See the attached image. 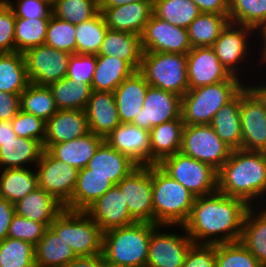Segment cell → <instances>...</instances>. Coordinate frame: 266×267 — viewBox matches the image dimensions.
I'll use <instances>...</instances> for the list:
<instances>
[{
	"mask_svg": "<svg viewBox=\"0 0 266 267\" xmlns=\"http://www.w3.org/2000/svg\"><path fill=\"white\" fill-rule=\"evenodd\" d=\"M181 118V96L149 86L143 108L132 124L150 131L154 126Z\"/></svg>",
	"mask_w": 266,
	"mask_h": 267,
	"instance_id": "17",
	"label": "cell"
},
{
	"mask_svg": "<svg viewBox=\"0 0 266 267\" xmlns=\"http://www.w3.org/2000/svg\"><path fill=\"white\" fill-rule=\"evenodd\" d=\"M138 166L127 156L121 154L105 141L99 146L86 168L91 173L105 176L117 185Z\"/></svg>",
	"mask_w": 266,
	"mask_h": 267,
	"instance_id": "28",
	"label": "cell"
},
{
	"mask_svg": "<svg viewBox=\"0 0 266 267\" xmlns=\"http://www.w3.org/2000/svg\"><path fill=\"white\" fill-rule=\"evenodd\" d=\"M48 227L44 223L14 215L9 225L7 237L30 242L34 246L44 236Z\"/></svg>",
	"mask_w": 266,
	"mask_h": 267,
	"instance_id": "49",
	"label": "cell"
},
{
	"mask_svg": "<svg viewBox=\"0 0 266 267\" xmlns=\"http://www.w3.org/2000/svg\"><path fill=\"white\" fill-rule=\"evenodd\" d=\"M78 257L101 255L104 231L85 212L64 209L50 224Z\"/></svg>",
	"mask_w": 266,
	"mask_h": 267,
	"instance_id": "7",
	"label": "cell"
},
{
	"mask_svg": "<svg viewBox=\"0 0 266 267\" xmlns=\"http://www.w3.org/2000/svg\"><path fill=\"white\" fill-rule=\"evenodd\" d=\"M30 83L45 85L67 76L70 53L39 45L23 53Z\"/></svg>",
	"mask_w": 266,
	"mask_h": 267,
	"instance_id": "14",
	"label": "cell"
},
{
	"mask_svg": "<svg viewBox=\"0 0 266 267\" xmlns=\"http://www.w3.org/2000/svg\"><path fill=\"white\" fill-rule=\"evenodd\" d=\"M248 207L243 200L219 191L195 197L190 216L183 227L195 244L238 242Z\"/></svg>",
	"mask_w": 266,
	"mask_h": 267,
	"instance_id": "1",
	"label": "cell"
},
{
	"mask_svg": "<svg viewBox=\"0 0 266 267\" xmlns=\"http://www.w3.org/2000/svg\"><path fill=\"white\" fill-rule=\"evenodd\" d=\"M156 226L149 222H136L105 231L102 256L106 266L146 267L150 236Z\"/></svg>",
	"mask_w": 266,
	"mask_h": 267,
	"instance_id": "3",
	"label": "cell"
},
{
	"mask_svg": "<svg viewBox=\"0 0 266 267\" xmlns=\"http://www.w3.org/2000/svg\"><path fill=\"white\" fill-rule=\"evenodd\" d=\"M44 151L43 144L35 139L15 138L1 143L0 170L35 168Z\"/></svg>",
	"mask_w": 266,
	"mask_h": 267,
	"instance_id": "27",
	"label": "cell"
},
{
	"mask_svg": "<svg viewBox=\"0 0 266 267\" xmlns=\"http://www.w3.org/2000/svg\"><path fill=\"white\" fill-rule=\"evenodd\" d=\"M186 57L189 89L219 83L231 76L212 47L192 48Z\"/></svg>",
	"mask_w": 266,
	"mask_h": 267,
	"instance_id": "19",
	"label": "cell"
},
{
	"mask_svg": "<svg viewBox=\"0 0 266 267\" xmlns=\"http://www.w3.org/2000/svg\"><path fill=\"white\" fill-rule=\"evenodd\" d=\"M202 13L229 14V0H192Z\"/></svg>",
	"mask_w": 266,
	"mask_h": 267,
	"instance_id": "57",
	"label": "cell"
},
{
	"mask_svg": "<svg viewBox=\"0 0 266 267\" xmlns=\"http://www.w3.org/2000/svg\"><path fill=\"white\" fill-rule=\"evenodd\" d=\"M150 86L183 96L189 89L186 54L143 52L138 70Z\"/></svg>",
	"mask_w": 266,
	"mask_h": 267,
	"instance_id": "8",
	"label": "cell"
},
{
	"mask_svg": "<svg viewBox=\"0 0 266 267\" xmlns=\"http://www.w3.org/2000/svg\"><path fill=\"white\" fill-rule=\"evenodd\" d=\"M217 191L248 206L266 203V152L232 150L218 170Z\"/></svg>",
	"mask_w": 266,
	"mask_h": 267,
	"instance_id": "2",
	"label": "cell"
},
{
	"mask_svg": "<svg viewBox=\"0 0 266 267\" xmlns=\"http://www.w3.org/2000/svg\"><path fill=\"white\" fill-rule=\"evenodd\" d=\"M38 187L65 205L74 192L79 170L54 158L44 149L35 166Z\"/></svg>",
	"mask_w": 266,
	"mask_h": 267,
	"instance_id": "13",
	"label": "cell"
},
{
	"mask_svg": "<svg viewBox=\"0 0 266 267\" xmlns=\"http://www.w3.org/2000/svg\"><path fill=\"white\" fill-rule=\"evenodd\" d=\"M85 212L104 232L136 223L131 217L124 195L117 185L111 187L102 197L90 205Z\"/></svg>",
	"mask_w": 266,
	"mask_h": 267,
	"instance_id": "20",
	"label": "cell"
},
{
	"mask_svg": "<svg viewBox=\"0 0 266 267\" xmlns=\"http://www.w3.org/2000/svg\"><path fill=\"white\" fill-rule=\"evenodd\" d=\"M143 52L141 36L134 33L108 29L96 56H116L128 62L138 71L141 65Z\"/></svg>",
	"mask_w": 266,
	"mask_h": 267,
	"instance_id": "31",
	"label": "cell"
},
{
	"mask_svg": "<svg viewBox=\"0 0 266 267\" xmlns=\"http://www.w3.org/2000/svg\"><path fill=\"white\" fill-rule=\"evenodd\" d=\"M89 132L85 110H58L46 122L43 148L77 139Z\"/></svg>",
	"mask_w": 266,
	"mask_h": 267,
	"instance_id": "22",
	"label": "cell"
},
{
	"mask_svg": "<svg viewBox=\"0 0 266 267\" xmlns=\"http://www.w3.org/2000/svg\"><path fill=\"white\" fill-rule=\"evenodd\" d=\"M76 54H98L108 27L99 11L88 21L75 25Z\"/></svg>",
	"mask_w": 266,
	"mask_h": 267,
	"instance_id": "42",
	"label": "cell"
},
{
	"mask_svg": "<svg viewBox=\"0 0 266 267\" xmlns=\"http://www.w3.org/2000/svg\"><path fill=\"white\" fill-rule=\"evenodd\" d=\"M180 152L218 171L229 159L232 149L209 124H198L184 126Z\"/></svg>",
	"mask_w": 266,
	"mask_h": 267,
	"instance_id": "11",
	"label": "cell"
},
{
	"mask_svg": "<svg viewBox=\"0 0 266 267\" xmlns=\"http://www.w3.org/2000/svg\"><path fill=\"white\" fill-rule=\"evenodd\" d=\"M109 30L141 36L153 14V1L128 3L111 8H99Z\"/></svg>",
	"mask_w": 266,
	"mask_h": 267,
	"instance_id": "21",
	"label": "cell"
},
{
	"mask_svg": "<svg viewBox=\"0 0 266 267\" xmlns=\"http://www.w3.org/2000/svg\"><path fill=\"white\" fill-rule=\"evenodd\" d=\"M0 267H36L35 246L10 237L0 241Z\"/></svg>",
	"mask_w": 266,
	"mask_h": 267,
	"instance_id": "45",
	"label": "cell"
},
{
	"mask_svg": "<svg viewBox=\"0 0 266 267\" xmlns=\"http://www.w3.org/2000/svg\"><path fill=\"white\" fill-rule=\"evenodd\" d=\"M104 138L92 132L67 142L49 145L47 150L54 158L81 170L93 157Z\"/></svg>",
	"mask_w": 266,
	"mask_h": 267,
	"instance_id": "26",
	"label": "cell"
},
{
	"mask_svg": "<svg viewBox=\"0 0 266 267\" xmlns=\"http://www.w3.org/2000/svg\"><path fill=\"white\" fill-rule=\"evenodd\" d=\"M5 54L3 50L0 49V58Z\"/></svg>",
	"mask_w": 266,
	"mask_h": 267,
	"instance_id": "64",
	"label": "cell"
},
{
	"mask_svg": "<svg viewBox=\"0 0 266 267\" xmlns=\"http://www.w3.org/2000/svg\"><path fill=\"white\" fill-rule=\"evenodd\" d=\"M48 3L51 7L56 3L57 0H43Z\"/></svg>",
	"mask_w": 266,
	"mask_h": 267,
	"instance_id": "63",
	"label": "cell"
},
{
	"mask_svg": "<svg viewBox=\"0 0 266 267\" xmlns=\"http://www.w3.org/2000/svg\"><path fill=\"white\" fill-rule=\"evenodd\" d=\"M29 84L23 53H5L0 58V91L21 94Z\"/></svg>",
	"mask_w": 266,
	"mask_h": 267,
	"instance_id": "39",
	"label": "cell"
},
{
	"mask_svg": "<svg viewBox=\"0 0 266 267\" xmlns=\"http://www.w3.org/2000/svg\"><path fill=\"white\" fill-rule=\"evenodd\" d=\"M11 123L17 136L21 138L35 139L43 144L46 122L42 119L20 110L11 120Z\"/></svg>",
	"mask_w": 266,
	"mask_h": 267,
	"instance_id": "50",
	"label": "cell"
},
{
	"mask_svg": "<svg viewBox=\"0 0 266 267\" xmlns=\"http://www.w3.org/2000/svg\"><path fill=\"white\" fill-rule=\"evenodd\" d=\"M38 187L35 168L0 170V197L13 205Z\"/></svg>",
	"mask_w": 266,
	"mask_h": 267,
	"instance_id": "36",
	"label": "cell"
},
{
	"mask_svg": "<svg viewBox=\"0 0 266 267\" xmlns=\"http://www.w3.org/2000/svg\"><path fill=\"white\" fill-rule=\"evenodd\" d=\"M75 25L50 16L45 45L70 54H76Z\"/></svg>",
	"mask_w": 266,
	"mask_h": 267,
	"instance_id": "48",
	"label": "cell"
},
{
	"mask_svg": "<svg viewBox=\"0 0 266 267\" xmlns=\"http://www.w3.org/2000/svg\"><path fill=\"white\" fill-rule=\"evenodd\" d=\"M78 256L73 249L48 227L44 236L35 245L36 267H65Z\"/></svg>",
	"mask_w": 266,
	"mask_h": 267,
	"instance_id": "33",
	"label": "cell"
},
{
	"mask_svg": "<svg viewBox=\"0 0 266 267\" xmlns=\"http://www.w3.org/2000/svg\"><path fill=\"white\" fill-rule=\"evenodd\" d=\"M158 165L195 197L217 191L218 171L182 152L164 158Z\"/></svg>",
	"mask_w": 266,
	"mask_h": 267,
	"instance_id": "9",
	"label": "cell"
},
{
	"mask_svg": "<svg viewBox=\"0 0 266 267\" xmlns=\"http://www.w3.org/2000/svg\"><path fill=\"white\" fill-rule=\"evenodd\" d=\"M15 214L29 220L44 223L47 227L65 209L53 195L37 187L14 204Z\"/></svg>",
	"mask_w": 266,
	"mask_h": 267,
	"instance_id": "25",
	"label": "cell"
},
{
	"mask_svg": "<svg viewBox=\"0 0 266 267\" xmlns=\"http://www.w3.org/2000/svg\"><path fill=\"white\" fill-rule=\"evenodd\" d=\"M48 86L58 110H85L93 91L91 84L76 83L67 77Z\"/></svg>",
	"mask_w": 266,
	"mask_h": 267,
	"instance_id": "37",
	"label": "cell"
},
{
	"mask_svg": "<svg viewBox=\"0 0 266 267\" xmlns=\"http://www.w3.org/2000/svg\"><path fill=\"white\" fill-rule=\"evenodd\" d=\"M259 72L256 73L249 81L246 83V86L256 95V97L261 101V103L266 107V76H264L265 73ZM256 75H258L256 77ZM263 76V77H262ZM255 77L257 79H255ZM259 77V78H258ZM261 77V79H260ZM254 78V80H252ZM263 78V80H262ZM260 79V80H259ZM259 82H258V81ZM262 80V81H261ZM265 81V82H264ZM258 82V83H257ZM251 83V84H250ZM257 85H256V84Z\"/></svg>",
	"mask_w": 266,
	"mask_h": 267,
	"instance_id": "59",
	"label": "cell"
},
{
	"mask_svg": "<svg viewBox=\"0 0 266 267\" xmlns=\"http://www.w3.org/2000/svg\"><path fill=\"white\" fill-rule=\"evenodd\" d=\"M256 41V31L253 28L229 23L214 42L212 48L226 70L247 83L257 73Z\"/></svg>",
	"mask_w": 266,
	"mask_h": 267,
	"instance_id": "6",
	"label": "cell"
},
{
	"mask_svg": "<svg viewBox=\"0 0 266 267\" xmlns=\"http://www.w3.org/2000/svg\"><path fill=\"white\" fill-rule=\"evenodd\" d=\"M99 12V0H57L52 15L71 24H80Z\"/></svg>",
	"mask_w": 266,
	"mask_h": 267,
	"instance_id": "46",
	"label": "cell"
},
{
	"mask_svg": "<svg viewBox=\"0 0 266 267\" xmlns=\"http://www.w3.org/2000/svg\"><path fill=\"white\" fill-rule=\"evenodd\" d=\"M256 37H257V41H256V50H257V66L259 67L257 70V72L260 73V71H262L263 73L265 72V66H266V25L263 27H260L257 31H256ZM260 40V41H259ZM259 45V46H258ZM259 49V50H258ZM261 66V67H260ZM263 66V68H262Z\"/></svg>",
	"mask_w": 266,
	"mask_h": 267,
	"instance_id": "58",
	"label": "cell"
},
{
	"mask_svg": "<svg viewBox=\"0 0 266 267\" xmlns=\"http://www.w3.org/2000/svg\"><path fill=\"white\" fill-rule=\"evenodd\" d=\"M65 267H107L102 254L92 257H77Z\"/></svg>",
	"mask_w": 266,
	"mask_h": 267,
	"instance_id": "60",
	"label": "cell"
},
{
	"mask_svg": "<svg viewBox=\"0 0 266 267\" xmlns=\"http://www.w3.org/2000/svg\"><path fill=\"white\" fill-rule=\"evenodd\" d=\"M242 149L266 152V107L245 86L241 91Z\"/></svg>",
	"mask_w": 266,
	"mask_h": 267,
	"instance_id": "16",
	"label": "cell"
},
{
	"mask_svg": "<svg viewBox=\"0 0 266 267\" xmlns=\"http://www.w3.org/2000/svg\"><path fill=\"white\" fill-rule=\"evenodd\" d=\"M246 82L231 75L227 80L188 89L181 97V118L185 125L210 124L214 115L232 101Z\"/></svg>",
	"mask_w": 266,
	"mask_h": 267,
	"instance_id": "4",
	"label": "cell"
},
{
	"mask_svg": "<svg viewBox=\"0 0 266 267\" xmlns=\"http://www.w3.org/2000/svg\"><path fill=\"white\" fill-rule=\"evenodd\" d=\"M117 186L124 195L131 217L136 222L154 224L152 166H138Z\"/></svg>",
	"mask_w": 266,
	"mask_h": 267,
	"instance_id": "12",
	"label": "cell"
},
{
	"mask_svg": "<svg viewBox=\"0 0 266 267\" xmlns=\"http://www.w3.org/2000/svg\"><path fill=\"white\" fill-rule=\"evenodd\" d=\"M104 141L137 166H151L150 131L132 123H121Z\"/></svg>",
	"mask_w": 266,
	"mask_h": 267,
	"instance_id": "18",
	"label": "cell"
},
{
	"mask_svg": "<svg viewBox=\"0 0 266 267\" xmlns=\"http://www.w3.org/2000/svg\"><path fill=\"white\" fill-rule=\"evenodd\" d=\"M216 245L193 244L182 267H215Z\"/></svg>",
	"mask_w": 266,
	"mask_h": 267,
	"instance_id": "54",
	"label": "cell"
},
{
	"mask_svg": "<svg viewBox=\"0 0 266 267\" xmlns=\"http://www.w3.org/2000/svg\"><path fill=\"white\" fill-rule=\"evenodd\" d=\"M239 241L266 267V205L248 207Z\"/></svg>",
	"mask_w": 266,
	"mask_h": 267,
	"instance_id": "30",
	"label": "cell"
},
{
	"mask_svg": "<svg viewBox=\"0 0 266 267\" xmlns=\"http://www.w3.org/2000/svg\"><path fill=\"white\" fill-rule=\"evenodd\" d=\"M229 23L228 15L201 13L187 28L192 48L212 47Z\"/></svg>",
	"mask_w": 266,
	"mask_h": 267,
	"instance_id": "38",
	"label": "cell"
},
{
	"mask_svg": "<svg viewBox=\"0 0 266 267\" xmlns=\"http://www.w3.org/2000/svg\"><path fill=\"white\" fill-rule=\"evenodd\" d=\"M20 110L47 122L58 108L49 86L30 83L20 94Z\"/></svg>",
	"mask_w": 266,
	"mask_h": 267,
	"instance_id": "41",
	"label": "cell"
},
{
	"mask_svg": "<svg viewBox=\"0 0 266 267\" xmlns=\"http://www.w3.org/2000/svg\"><path fill=\"white\" fill-rule=\"evenodd\" d=\"M85 114L89 131L104 139L121 124L114 92L92 91Z\"/></svg>",
	"mask_w": 266,
	"mask_h": 267,
	"instance_id": "23",
	"label": "cell"
},
{
	"mask_svg": "<svg viewBox=\"0 0 266 267\" xmlns=\"http://www.w3.org/2000/svg\"><path fill=\"white\" fill-rule=\"evenodd\" d=\"M16 18L39 19L50 17L52 7L43 0H5Z\"/></svg>",
	"mask_w": 266,
	"mask_h": 267,
	"instance_id": "53",
	"label": "cell"
},
{
	"mask_svg": "<svg viewBox=\"0 0 266 267\" xmlns=\"http://www.w3.org/2000/svg\"><path fill=\"white\" fill-rule=\"evenodd\" d=\"M184 126L182 119H175L150 130L151 166L180 152Z\"/></svg>",
	"mask_w": 266,
	"mask_h": 267,
	"instance_id": "32",
	"label": "cell"
},
{
	"mask_svg": "<svg viewBox=\"0 0 266 267\" xmlns=\"http://www.w3.org/2000/svg\"><path fill=\"white\" fill-rule=\"evenodd\" d=\"M149 84L139 71L126 78L115 90L114 99L121 123H132L143 108Z\"/></svg>",
	"mask_w": 266,
	"mask_h": 267,
	"instance_id": "24",
	"label": "cell"
},
{
	"mask_svg": "<svg viewBox=\"0 0 266 267\" xmlns=\"http://www.w3.org/2000/svg\"><path fill=\"white\" fill-rule=\"evenodd\" d=\"M230 23L257 31L266 25V0H229Z\"/></svg>",
	"mask_w": 266,
	"mask_h": 267,
	"instance_id": "44",
	"label": "cell"
},
{
	"mask_svg": "<svg viewBox=\"0 0 266 267\" xmlns=\"http://www.w3.org/2000/svg\"><path fill=\"white\" fill-rule=\"evenodd\" d=\"M215 267H263L240 242L216 244Z\"/></svg>",
	"mask_w": 266,
	"mask_h": 267,
	"instance_id": "47",
	"label": "cell"
},
{
	"mask_svg": "<svg viewBox=\"0 0 266 267\" xmlns=\"http://www.w3.org/2000/svg\"><path fill=\"white\" fill-rule=\"evenodd\" d=\"M114 185L109 178L93 174L85 167L79 170L74 192L64 208L72 211H85Z\"/></svg>",
	"mask_w": 266,
	"mask_h": 267,
	"instance_id": "29",
	"label": "cell"
},
{
	"mask_svg": "<svg viewBox=\"0 0 266 267\" xmlns=\"http://www.w3.org/2000/svg\"><path fill=\"white\" fill-rule=\"evenodd\" d=\"M20 111V94L0 91V121H11Z\"/></svg>",
	"mask_w": 266,
	"mask_h": 267,
	"instance_id": "55",
	"label": "cell"
},
{
	"mask_svg": "<svg viewBox=\"0 0 266 267\" xmlns=\"http://www.w3.org/2000/svg\"><path fill=\"white\" fill-rule=\"evenodd\" d=\"M152 200L154 224L183 226L195 196L156 164L152 165Z\"/></svg>",
	"mask_w": 266,
	"mask_h": 267,
	"instance_id": "5",
	"label": "cell"
},
{
	"mask_svg": "<svg viewBox=\"0 0 266 267\" xmlns=\"http://www.w3.org/2000/svg\"><path fill=\"white\" fill-rule=\"evenodd\" d=\"M140 1H153V0H99V8H111L120 5H127L128 3H136Z\"/></svg>",
	"mask_w": 266,
	"mask_h": 267,
	"instance_id": "62",
	"label": "cell"
},
{
	"mask_svg": "<svg viewBox=\"0 0 266 267\" xmlns=\"http://www.w3.org/2000/svg\"><path fill=\"white\" fill-rule=\"evenodd\" d=\"M16 136L11 121H0V147L1 143L7 142Z\"/></svg>",
	"mask_w": 266,
	"mask_h": 267,
	"instance_id": "61",
	"label": "cell"
},
{
	"mask_svg": "<svg viewBox=\"0 0 266 267\" xmlns=\"http://www.w3.org/2000/svg\"><path fill=\"white\" fill-rule=\"evenodd\" d=\"M96 69V54H71L67 78L76 83L91 84Z\"/></svg>",
	"mask_w": 266,
	"mask_h": 267,
	"instance_id": "51",
	"label": "cell"
},
{
	"mask_svg": "<svg viewBox=\"0 0 266 267\" xmlns=\"http://www.w3.org/2000/svg\"><path fill=\"white\" fill-rule=\"evenodd\" d=\"M144 52L187 54L192 45L186 28L171 25L154 13L141 34Z\"/></svg>",
	"mask_w": 266,
	"mask_h": 267,
	"instance_id": "15",
	"label": "cell"
},
{
	"mask_svg": "<svg viewBox=\"0 0 266 267\" xmlns=\"http://www.w3.org/2000/svg\"><path fill=\"white\" fill-rule=\"evenodd\" d=\"M14 215V205L8 200L0 197V241L7 238L9 225Z\"/></svg>",
	"mask_w": 266,
	"mask_h": 267,
	"instance_id": "56",
	"label": "cell"
},
{
	"mask_svg": "<svg viewBox=\"0 0 266 267\" xmlns=\"http://www.w3.org/2000/svg\"><path fill=\"white\" fill-rule=\"evenodd\" d=\"M15 14L5 0H0V49L15 52Z\"/></svg>",
	"mask_w": 266,
	"mask_h": 267,
	"instance_id": "52",
	"label": "cell"
},
{
	"mask_svg": "<svg viewBox=\"0 0 266 267\" xmlns=\"http://www.w3.org/2000/svg\"><path fill=\"white\" fill-rule=\"evenodd\" d=\"M50 17L39 19L16 18L15 20V52L45 44L47 26Z\"/></svg>",
	"mask_w": 266,
	"mask_h": 267,
	"instance_id": "43",
	"label": "cell"
},
{
	"mask_svg": "<svg viewBox=\"0 0 266 267\" xmlns=\"http://www.w3.org/2000/svg\"><path fill=\"white\" fill-rule=\"evenodd\" d=\"M153 13L171 25L187 29L202 12L192 0H153Z\"/></svg>",
	"mask_w": 266,
	"mask_h": 267,
	"instance_id": "40",
	"label": "cell"
},
{
	"mask_svg": "<svg viewBox=\"0 0 266 267\" xmlns=\"http://www.w3.org/2000/svg\"><path fill=\"white\" fill-rule=\"evenodd\" d=\"M135 71L128 62L116 56H96V69L91 82L92 90L114 92Z\"/></svg>",
	"mask_w": 266,
	"mask_h": 267,
	"instance_id": "35",
	"label": "cell"
},
{
	"mask_svg": "<svg viewBox=\"0 0 266 267\" xmlns=\"http://www.w3.org/2000/svg\"><path fill=\"white\" fill-rule=\"evenodd\" d=\"M240 100L241 92L218 110L209 124L219 138L232 150L242 149Z\"/></svg>",
	"mask_w": 266,
	"mask_h": 267,
	"instance_id": "34",
	"label": "cell"
},
{
	"mask_svg": "<svg viewBox=\"0 0 266 267\" xmlns=\"http://www.w3.org/2000/svg\"><path fill=\"white\" fill-rule=\"evenodd\" d=\"M193 244L183 226L157 225L151 232L146 267H182Z\"/></svg>",
	"mask_w": 266,
	"mask_h": 267,
	"instance_id": "10",
	"label": "cell"
}]
</instances>
